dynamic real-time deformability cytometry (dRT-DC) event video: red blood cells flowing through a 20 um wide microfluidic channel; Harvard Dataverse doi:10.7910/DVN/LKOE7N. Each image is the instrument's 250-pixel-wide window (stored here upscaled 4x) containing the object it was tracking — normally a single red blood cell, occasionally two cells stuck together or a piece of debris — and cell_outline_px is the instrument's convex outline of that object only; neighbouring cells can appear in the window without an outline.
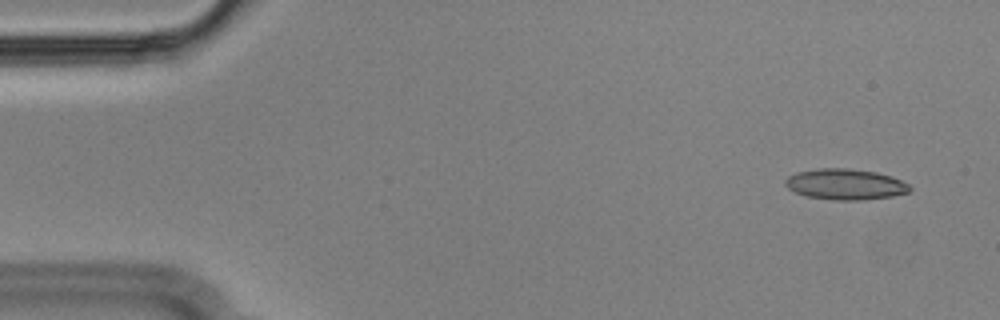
{"species": "Egyptian fruit bat (a non-hibernating species)", "species_latin": "Rousettus aegyptiacus", "temperature_condition": "cold", "stored_images_in_passage": 54, "camera_frame_rate_fps": 3000, "um_per_image_px": 0.085, "animal": {"sex": "male"}, "frame": {"image": 1, "passage_image": 2, "time_ms": 0.333, "image_size_px": [1000, 320], "cell_outline_px": [[912, 188], [908, 192], [892, 196], [860, 200], [832, 200], [808, 196], [796, 192], [788, 188], [784, 184], [784, 180], [788, 176], [796, 172], [816, 168], [848, 168], [876, 172], [892, 176], [908, 184]], "centroid_in_image_um": [71.83, 15.65], "position_along_channel_um": 13.2, "area_um2": 22.37}}
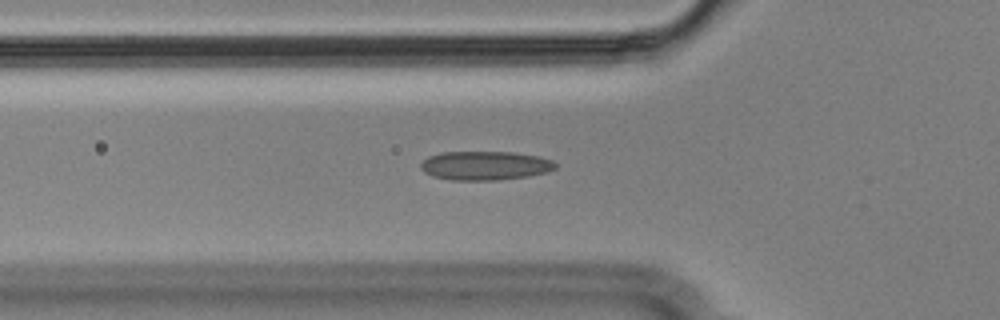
{"frame": {"image": 2, "passage_image": 17, "time_ms": 5.333, "image_size_px": [1000, 320], "cell_outline_px": [[556, 168], [548, 172], [528, 176], [496, 180], [452, 180], [432, 176], [424, 172], [420, 168], [420, 164], [428, 156], [444, 152], [512, 152], [540, 156], [552, 160], [556, 164]], "centroid_in_image_um": [41.24, 14.07], "position_along_channel_um": 84.6, "area_um2": 22.77}}
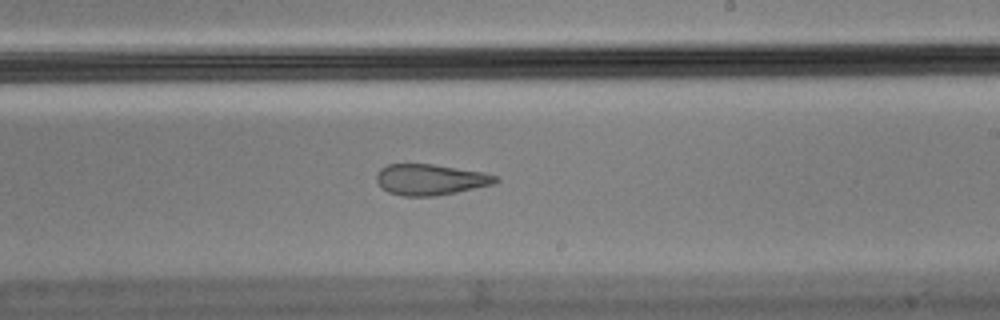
{"frame": {"image": 3, "passage_image": 31, "time_ms": 10.0, "image_size_px": [1000, 320], "cell_outline_px": [[500, 180], [492, 184], [456, 192], [436, 196], [404, 196], [388, 192], [376, 180], [376, 176], [380, 168], [388, 164], [432, 164], [484, 172], [496, 176]], "centroid_in_image_um": [36.57, 15.26], "position_along_channel_um": 252.4, "area_um2": 21.27}, "authors_computed_cell_mechanics": {"area_um2": 22.5131, "velocity_mm_per_s": 3.5878, "shape_relaxation_time_tau1_ms": null, "shape_relaxation_time_tau2_ms": 2.8343, "deformation_change_tau1": null, "deformation_change_tau2": 0.1059}}